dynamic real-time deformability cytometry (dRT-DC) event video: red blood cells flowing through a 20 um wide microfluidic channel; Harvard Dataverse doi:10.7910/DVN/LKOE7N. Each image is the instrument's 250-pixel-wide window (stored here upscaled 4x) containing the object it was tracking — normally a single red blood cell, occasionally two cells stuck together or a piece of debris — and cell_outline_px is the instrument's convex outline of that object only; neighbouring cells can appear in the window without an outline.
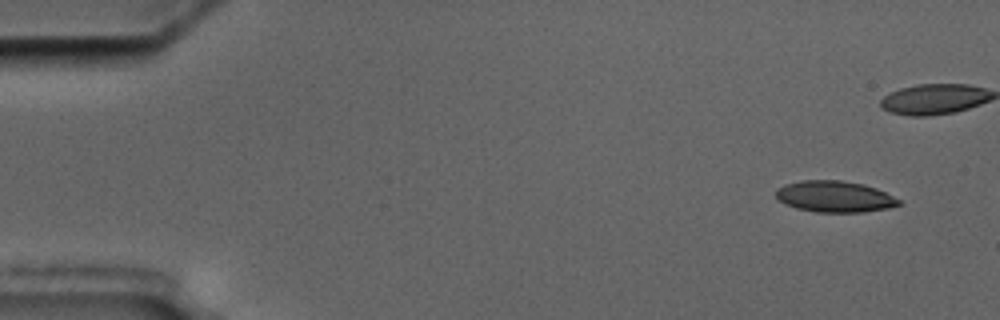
{"species": "common noctule bat (a hibernating species)", "species_latin": "Nyctalus noctula", "temperature_condition": "cold", "stored_images_in_passage": 4, "camera_frame_rate_fps": 3000, "um_per_image_px": 0.085, "animal": {"sex": "male", "body_mass_g": 17.5, "forearm_length_mm": 52.3}, "frame": {"image": 1, "passage_image": 1, "time_ms": 0.0, "image_size_px": [1000, 320], "cell_outline_px": [[900, 204], [888, 208], [864, 212], [816, 212], [796, 208], [780, 200], [776, 196], [776, 188], [784, 184], [804, 180], [840, 180], [864, 184], [876, 188], [900, 200]], "centroid_in_image_um": [70.94, 16.7], "position_along_channel_um": 14.1, "area_um2": 22.25}}